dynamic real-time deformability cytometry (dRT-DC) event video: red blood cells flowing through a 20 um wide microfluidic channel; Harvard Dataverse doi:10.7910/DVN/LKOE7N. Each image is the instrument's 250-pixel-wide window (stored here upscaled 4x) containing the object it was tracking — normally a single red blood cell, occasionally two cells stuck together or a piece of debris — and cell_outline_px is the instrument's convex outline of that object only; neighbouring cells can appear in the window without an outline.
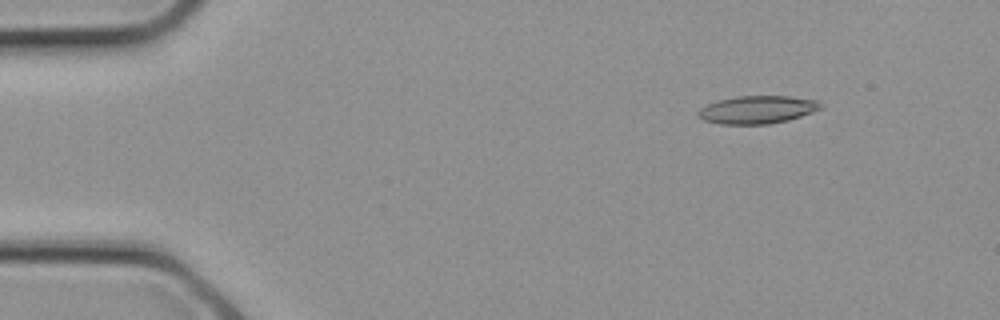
{"species": "common noctule bat (a hibernating species)", "species_latin": "Nyctalus noctula", "temperature_condition": "cold", "stored_images_in_passage": 3, "camera_frame_rate_fps": 3000, "um_per_image_px": 0.085, "animal": {"sex": "female", "body_mass_g": 21.9}, "frame": {"image": 1, "passage_image": 1, "time_ms": 0.0, "image_size_px": [1000, 320], "cell_outline_px": [[820, 108], [812, 112], [788, 120], [768, 124], [720, 124], [704, 120], [696, 112], [700, 108], [708, 104], [720, 100], [736, 96], [788, 96], [820, 100]], "centroid_in_image_um": [64.37, 9.32], "position_along_channel_um": 20.6, "area_um2": 19.71}}